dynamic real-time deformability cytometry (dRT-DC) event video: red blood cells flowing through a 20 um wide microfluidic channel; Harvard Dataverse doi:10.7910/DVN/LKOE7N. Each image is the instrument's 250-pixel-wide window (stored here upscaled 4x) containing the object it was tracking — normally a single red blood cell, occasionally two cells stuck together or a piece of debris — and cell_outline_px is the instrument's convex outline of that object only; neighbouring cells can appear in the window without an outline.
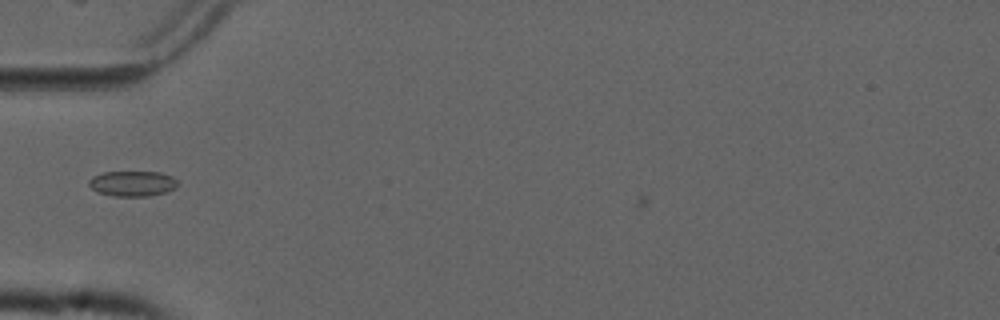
{"species": "common noctule bat (a hibernating species)", "species_latin": "Nyctalus noctula", "temperature_condition": "cold", "stored_images_in_passage": 5, "camera_frame_rate_fps": 3000, "um_per_image_px": 0.085, "animal": {"sex": "male", "forearm_length_mm": 52.5}, "frame": {"image": 1, "passage_image": 5, "time_ms": 1.333, "image_size_px": [1000, 320], "cell_outline_px": [[180, 184], [176, 188], [164, 192], [148, 196], [116, 196], [96, 192], [88, 184], [88, 180], [92, 176], [104, 172], [160, 172], [172, 176]], "centroid_in_image_um": [11.26, 15.6], "position_along_channel_um": 73.7, "area_um2": 13.18}}